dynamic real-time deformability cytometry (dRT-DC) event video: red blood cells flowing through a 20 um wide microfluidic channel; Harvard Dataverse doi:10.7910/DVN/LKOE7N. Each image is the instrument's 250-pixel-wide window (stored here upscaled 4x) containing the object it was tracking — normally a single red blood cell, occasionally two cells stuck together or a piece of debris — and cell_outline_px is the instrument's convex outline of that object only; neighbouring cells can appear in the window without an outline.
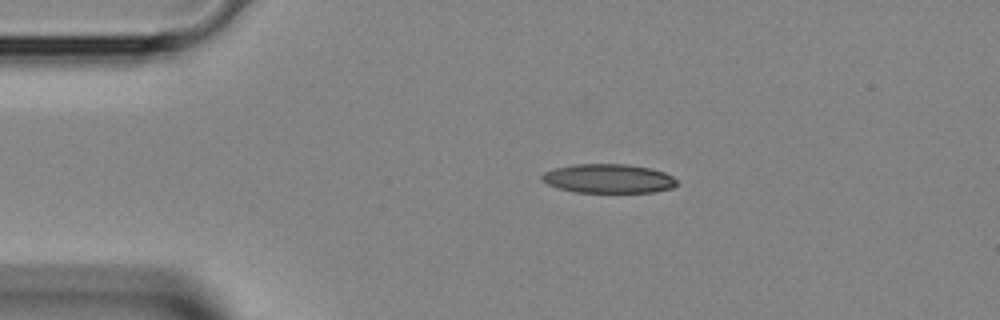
{"species": "Egyptian fruit bat (a non-hibernating species)", "species_latin": "Rousettus aegyptiacus", "temperature_condition": "room temperature", "stored_images_in_passage": 2, "camera_frame_rate_fps": 3000, "um_per_image_px": 0.085, "animal": {"sex": "female"}, "frame": {"image": 1, "passage_image": 1, "time_ms": 0.0, "image_size_px": [1000, 320], "cell_outline_px": [[680, 184], [672, 188], [652, 192], [576, 192], [556, 188], [540, 180], [540, 176], [544, 172], [556, 168], [572, 164], [628, 164], [652, 168], [664, 172], [672, 176]], "centroid_in_image_um": [51.72, 15.17], "position_along_channel_um": 33.3, "area_um2": 23.06}}